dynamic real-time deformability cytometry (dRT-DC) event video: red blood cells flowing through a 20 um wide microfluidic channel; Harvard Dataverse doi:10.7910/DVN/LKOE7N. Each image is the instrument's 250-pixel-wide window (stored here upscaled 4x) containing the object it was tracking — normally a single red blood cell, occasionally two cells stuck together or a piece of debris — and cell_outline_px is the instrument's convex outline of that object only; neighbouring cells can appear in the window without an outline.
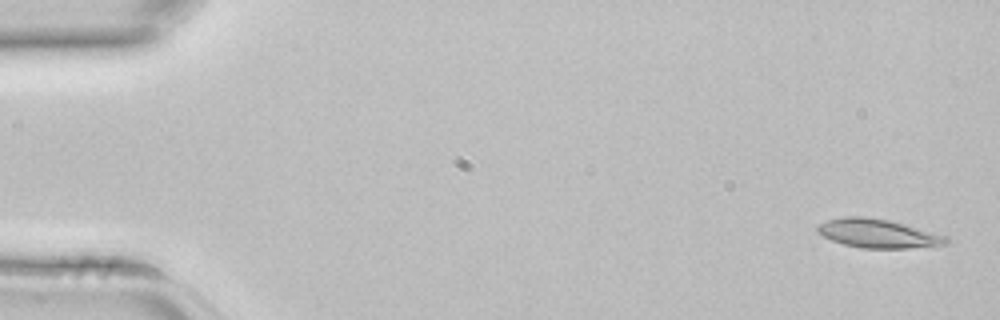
{"species": "common noctule bat (a hibernating species)", "species_latin": "Nyctalus noctula", "temperature_condition": "room temperature", "stored_images_in_passage": 4, "camera_frame_rate_fps": 3000, "um_per_image_px": 0.085, "animal": {"sex": "female", "body_mass_g": 22.7, "forearm_length_mm": 54.2}, "frame": {"image": 1, "passage_image": 1, "time_ms": 0.0, "image_size_px": [1000, 320], "cell_outline_px": [[948, 244], [908, 248], [860, 248], [844, 244], [832, 240], [816, 232], [816, 228], [820, 224], [828, 220], [844, 216], [864, 216], [888, 220], [904, 224], [948, 236]], "centroid_in_image_um": [74.62, 19.84], "position_along_channel_um": 10.4, "area_um2": 21.44}}
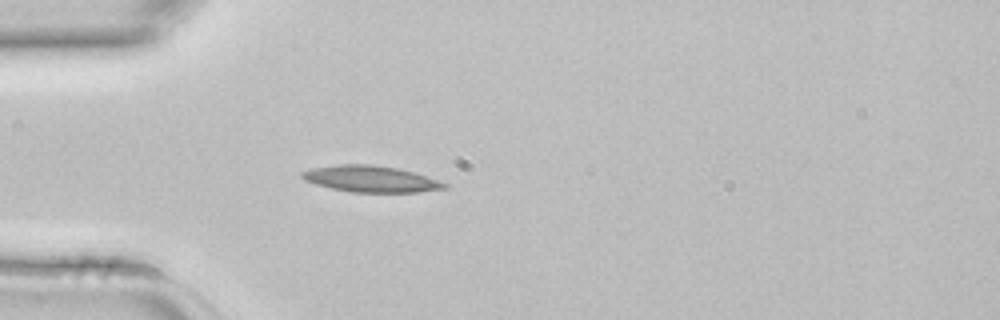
{"frame": {"image": 2, "passage_image": 4, "time_ms": 1.0, "image_size_px": [1000, 320], "cell_outline_px": [[448, 188], [416, 192], [352, 192], [332, 188], [316, 184], [304, 180], [300, 176], [300, 172], [312, 168], [340, 164], [372, 164], [396, 168], [412, 172], [448, 184]], "centroid_in_image_um": [31.47, 15.2], "position_along_channel_um": 53.5, "area_um2": 21.62}}